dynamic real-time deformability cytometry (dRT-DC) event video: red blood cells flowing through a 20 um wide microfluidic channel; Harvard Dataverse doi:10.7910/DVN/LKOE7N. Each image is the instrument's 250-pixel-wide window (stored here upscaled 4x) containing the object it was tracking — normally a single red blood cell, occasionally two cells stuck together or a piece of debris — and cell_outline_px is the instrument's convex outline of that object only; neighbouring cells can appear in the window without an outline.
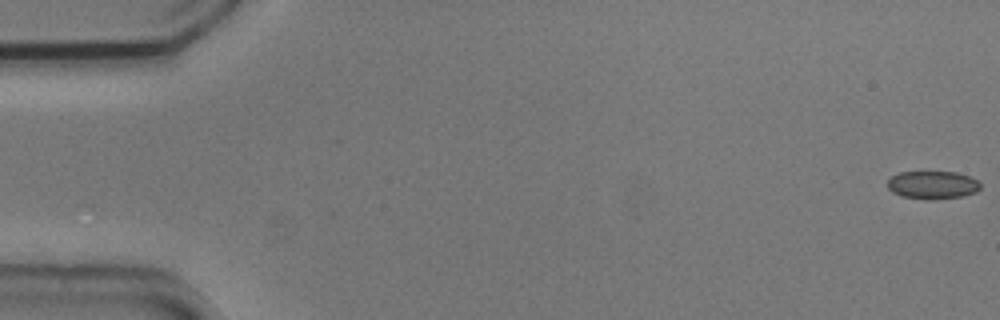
{"species": "common noctule bat (a hibernating species)", "species_latin": "Nyctalus noctula", "temperature_condition": "cold", "stored_images_in_passage": 55, "camera_frame_rate_fps": 3000, "um_per_image_px": 0.085, "animal": {"sex": "male", "body_mass_g": 20.5, "forearm_length_mm": 52.5}, "frame": {"image": 1, "passage_image": 1, "time_ms": 0.0, "image_size_px": [1000, 320], "cell_outline_px": [[980, 188], [976, 192], [964, 196], [936, 200], [928, 200], [900, 196], [892, 192], [888, 188], [888, 180], [892, 176], [900, 172], [956, 172], [968, 176], [976, 180], [980, 184]], "centroid_in_image_um": [79.26, 15.74], "position_along_channel_um": 5.7, "area_um2": 15.26}}
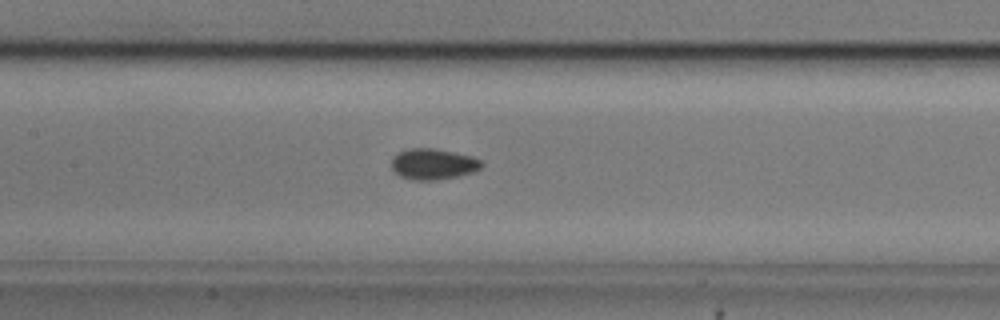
{"frame": {"image": 2, "passage_image": 26, "time_ms": 8.333, "image_size_px": [1000, 320], "cell_outline_px": [[484, 164], [480, 168], [472, 172], [456, 176], [436, 180], [412, 180], [400, 176], [392, 168], [392, 156], [396, 152], [408, 148], [436, 148], [472, 156], [484, 160]], "centroid_in_image_um": [36.82, 13.92], "position_along_channel_um": 170.6, "area_um2": 16.42}}
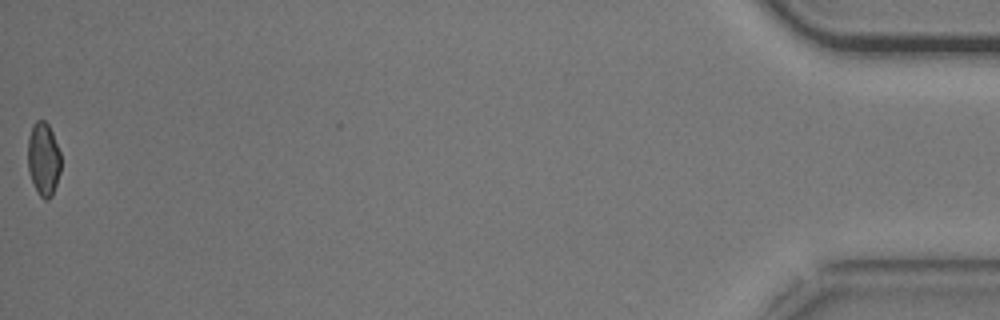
{"frame": {"image": 3, "passage_image": 55, "time_ms": 18.0, "image_size_px": [1000, 320], "cell_outline_px": [[60, 172], [52, 196], [48, 200], [44, 200], [36, 192], [28, 168], [28, 136], [32, 124], [36, 120], [44, 120], [48, 124], [52, 132], [60, 152]], "centroid_in_image_um": [3.68, 13.52], "position_along_channel_um": 431.5, "area_um2": 14.22}, "authors_computed_cell_mechanics": {"area_um2": 15.5482, "velocity_mm_per_s": 3.7248, "shape_relaxation_time_tau1_ms": 2.2976, "shape_relaxation_time_tau2_ms": 2.5689, "deformation_change_tau1": 0.0461, "deformation_change_tau2": 0.0443}}